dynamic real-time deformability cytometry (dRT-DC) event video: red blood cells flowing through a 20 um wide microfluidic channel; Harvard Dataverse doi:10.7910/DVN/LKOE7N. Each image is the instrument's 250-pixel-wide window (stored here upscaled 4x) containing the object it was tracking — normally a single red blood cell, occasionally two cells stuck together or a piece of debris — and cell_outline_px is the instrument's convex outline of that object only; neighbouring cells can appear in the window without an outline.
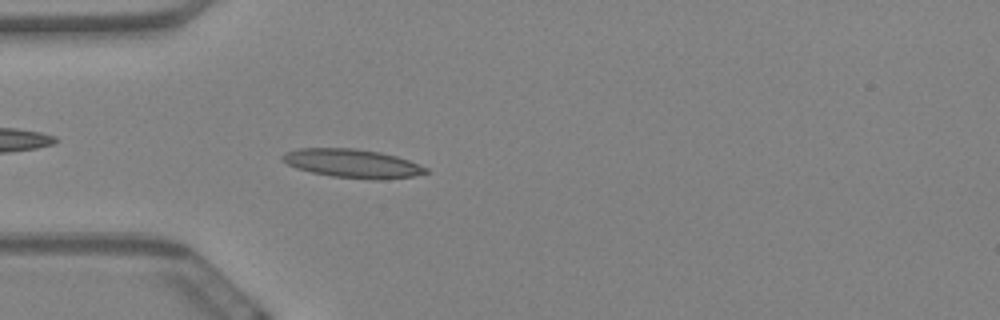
{"species": "Egyptian fruit bat (a non-hibernating species)", "species_latin": "Rousettus aegyptiacus", "temperature_condition": "warm", "stored_images_in_passage": 59, "camera_frame_rate_fps": 3000, "um_per_image_px": 0.085, "animal": {"sex": "female"}, "frame": {"image": 1, "passage_image": 17, "time_ms": 5.333, "image_size_px": [1000, 320], "cell_outline_px": [[428, 172], [412, 176], [380, 180], [376, 180], [332, 176], [312, 172], [296, 168], [288, 164], [280, 156], [284, 152], [300, 148], [352, 148], [380, 152], [396, 156], [408, 160], [428, 168]], "centroid_in_image_um": [29.95, 13.89], "position_along_channel_um": 55.1, "area_um2": 23.76}}
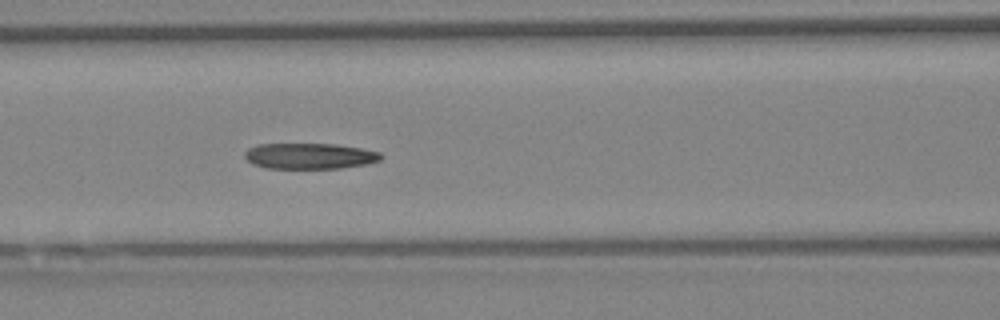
{"frame": {"image": 2, "passage_image": 25, "time_ms": 8.0, "image_size_px": [1000, 320], "cell_outline_px": [[384, 156], [380, 160], [368, 164], [340, 168], [268, 168], [252, 164], [244, 156], [244, 152], [248, 148], [256, 144], [336, 144], [360, 148], [380, 152]], "centroid_in_image_um": [26.32, 13.26], "position_along_channel_um": 140.3, "area_um2": 20.58}}
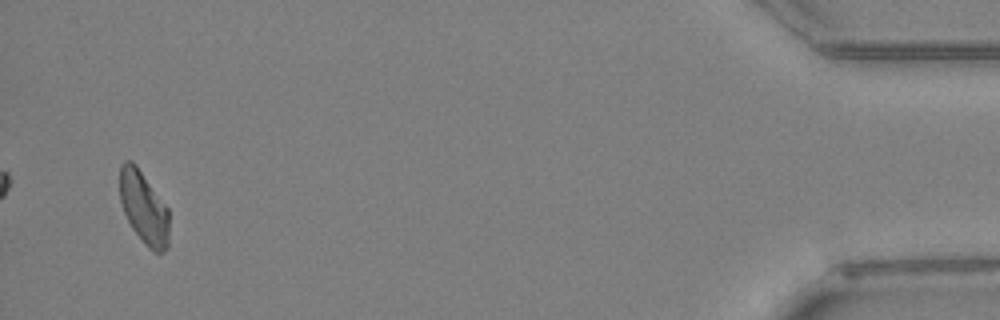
{"frame": {"image": 3, "passage_image": 57, "time_ms": 18.667, "image_size_px": [1000, 320], "cell_outline_px": [[168, 248], [164, 252], [156, 252], [148, 248], [132, 228], [124, 212], [120, 200], [120, 164], [124, 160], [132, 160], [136, 164], [168, 208]], "centroid_in_image_um": [12.21, 17.64], "position_along_channel_um": 423.0, "area_um2": 20.81}, "authors_computed_cell_mechanics": {"area_um2": 21.7906, "velocity_mm_per_s": 3.4247, "shape_relaxation_time_tau1_ms": null, "shape_relaxation_time_tau2_ms": 6.5304, "deformation_change_tau1": null, "deformation_change_tau2": 0.138}}